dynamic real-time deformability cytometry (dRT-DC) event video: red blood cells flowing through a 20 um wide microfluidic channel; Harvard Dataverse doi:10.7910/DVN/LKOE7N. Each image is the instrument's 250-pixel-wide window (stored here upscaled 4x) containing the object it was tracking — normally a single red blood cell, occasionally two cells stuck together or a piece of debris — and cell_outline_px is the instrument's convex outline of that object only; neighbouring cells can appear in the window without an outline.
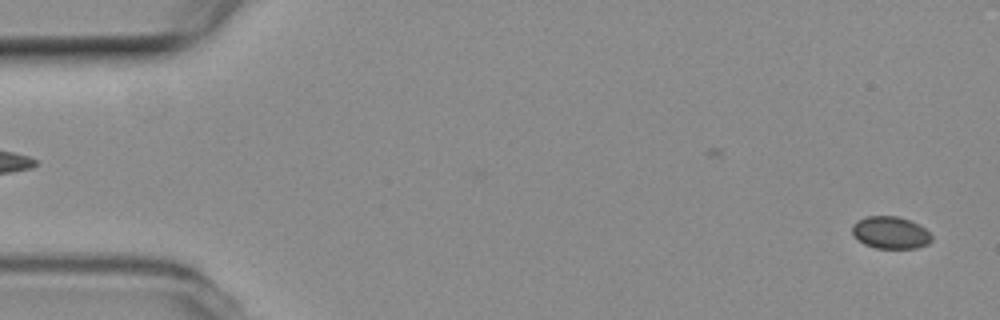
{"species": "common noctule bat (a hibernating species)", "species_latin": "Nyctalus noctula", "temperature_condition": "room temperature", "stored_images_in_passage": 42, "camera_frame_rate_fps": 3000, "um_per_image_px": 0.085, "animal": {"sex": "female", "body_mass_g": 19.3, "forearm_length_mm": 54.1}, "frame": {"image": 1, "passage_image": 2, "time_ms": 0.333, "image_size_px": [1000, 320], "cell_outline_px": [[932, 240], [928, 244], [916, 248], [876, 248], [864, 244], [852, 236], [852, 224], [856, 220], [868, 216], [896, 216], [908, 220], [924, 228], [932, 236]], "centroid_in_image_um": [75.65, 19.78], "position_along_channel_um": 9.4, "area_um2": 14.91}}
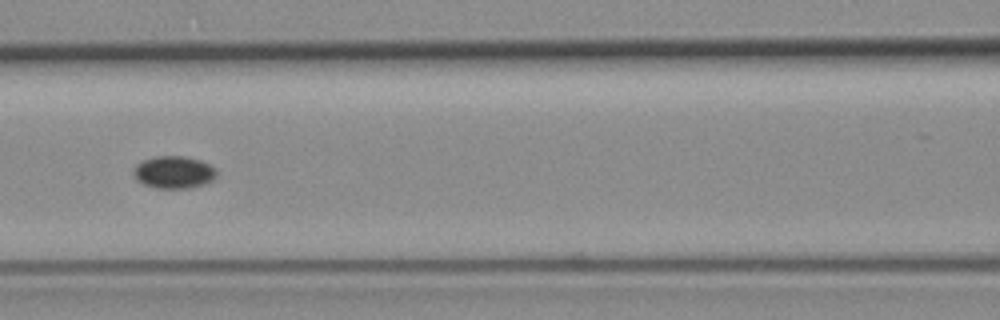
{"frame": {"image": 2, "passage_image": 24, "time_ms": 7.667, "image_size_px": [1000, 320], "cell_outline_px": [[216, 176], [212, 180], [204, 184], [192, 188], [156, 188], [144, 184], [136, 180], [132, 172], [132, 168], [140, 160], [152, 156], [184, 156], [200, 160], [216, 168]], "centroid_in_image_um": [14.73, 14.63], "position_along_channel_um": 151.9, "area_um2": 15.95}}
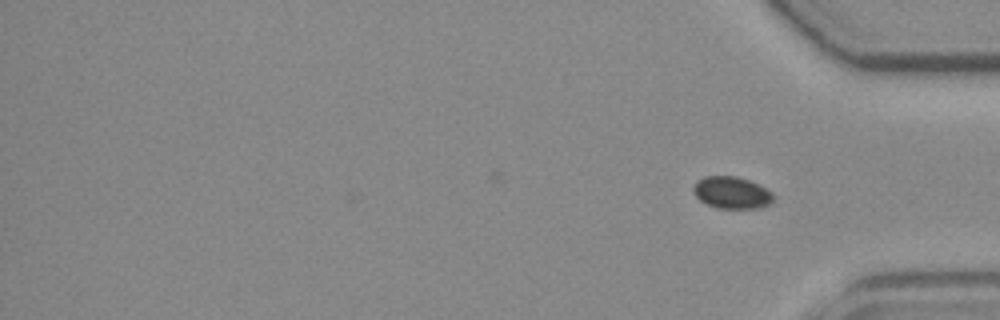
{"frame": {"image": 3, "passage_image": 42, "time_ms": 13.667, "image_size_px": [1000, 320], "cell_outline_px": [[776, 196], [768, 204], [760, 208], [716, 208], [700, 200], [692, 192], [692, 188], [696, 180], [704, 176], [736, 176], [748, 180], [772, 192]], "centroid_in_image_um": [62.16, 16.37], "position_along_channel_um": 373.0, "area_um2": 14.91}}